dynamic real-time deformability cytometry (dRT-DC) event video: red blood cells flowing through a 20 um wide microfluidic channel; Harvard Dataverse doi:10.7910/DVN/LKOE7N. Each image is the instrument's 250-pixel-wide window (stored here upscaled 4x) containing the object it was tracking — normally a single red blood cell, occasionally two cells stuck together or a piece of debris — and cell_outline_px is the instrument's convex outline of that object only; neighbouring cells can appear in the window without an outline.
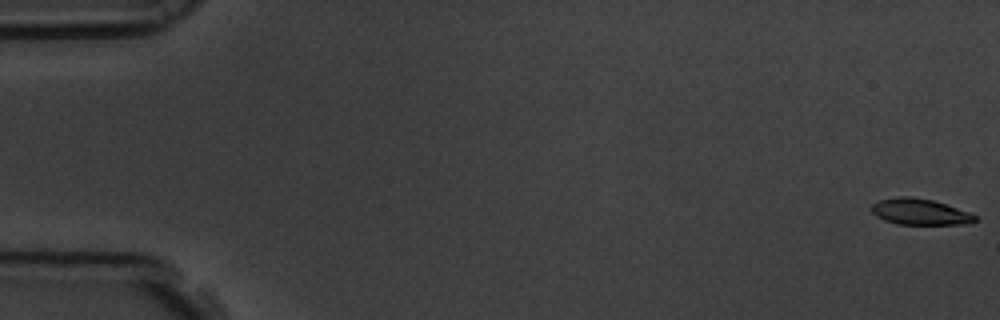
{"species": "common noctule bat (a hibernating species)", "species_latin": "Nyctalus noctula", "temperature_condition": "room temperature", "stored_images_in_passage": 60, "camera_frame_rate_fps": 3000, "um_per_image_px": 0.085, "animal": {"sex": "male", "body_mass_g": 19.5, "forearm_length_mm": 54.6}, "frame": {"image": 1, "passage_image": 1, "time_ms": 0.0, "image_size_px": [1000, 320], "cell_outline_px": [[976, 220], [972, 224], [896, 224], [884, 220], [876, 216], [868, 208], [872, 204], [880, 200], [900, 196], [912, 196], [932, 200], [968, 212], [976, 216]], "centroid_in_image_um": [78.15, 18.0], "position_along_channel_um": 6.9, "area_um2": 15.72}}
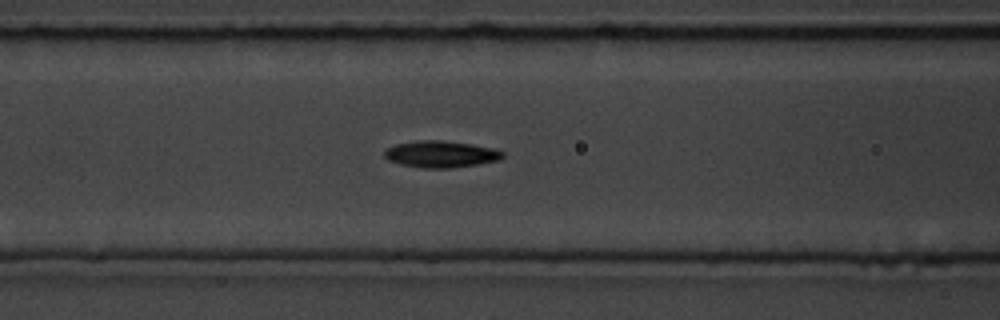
{"frame": {"image": 2, "passage_image": 25, "time_ms": 8.0, "image_size_px": [1000, 320], "cell_outline_px": [[504, 156], [500, 160], [452, 168], [424, 168], [400, 164], [388, 160], [384, 156], [384, 152], [388, 148], [396, 144], [416, 140], [444, 140], [472, 144], [492, 148], [504, 152]], "centroid_in_image_um": [37.47, 13.1], "position_along_channel_um": 129.1, "area_um2": 18.38}}
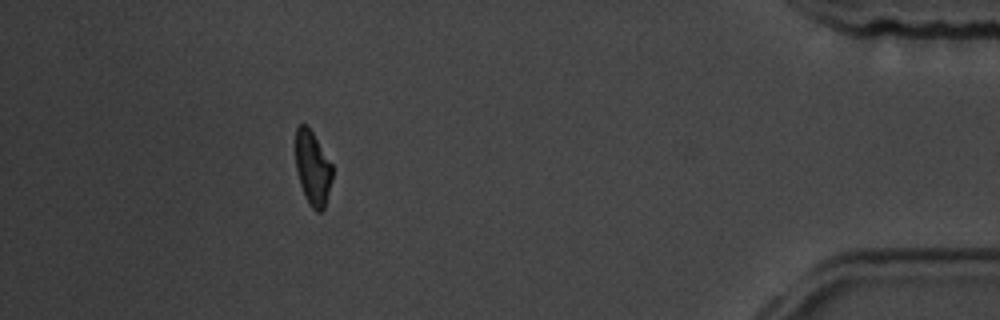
{"frame": {"image": 3, "passage_image": 54, "time_ms": 17.667, "image_size_px": [1000, 320], "cell_outline_px": [[332, 180], [324, 208], [320, 212], [316, 212], [308, 204], [300, 184], [296, 168], [296, 128], [300, 124], [308, 124], [332, 164]], "centroid_in_image_um": [26.58, 14.28], "position_along_channel_um": 408.6, "area_um2": 15.95}, "authors_computed_cell_mechanics": {"area_um2": 17.2533, "velocity_mm_per_s": 3.4541, "shape_relaxation_time_tau1_ms": 4.001, "shape_relaxation_time_tau2_ms": 4.6337, "deformation_change_tau1": 0.1413, "deformation_change_tau2": 0.0895}}